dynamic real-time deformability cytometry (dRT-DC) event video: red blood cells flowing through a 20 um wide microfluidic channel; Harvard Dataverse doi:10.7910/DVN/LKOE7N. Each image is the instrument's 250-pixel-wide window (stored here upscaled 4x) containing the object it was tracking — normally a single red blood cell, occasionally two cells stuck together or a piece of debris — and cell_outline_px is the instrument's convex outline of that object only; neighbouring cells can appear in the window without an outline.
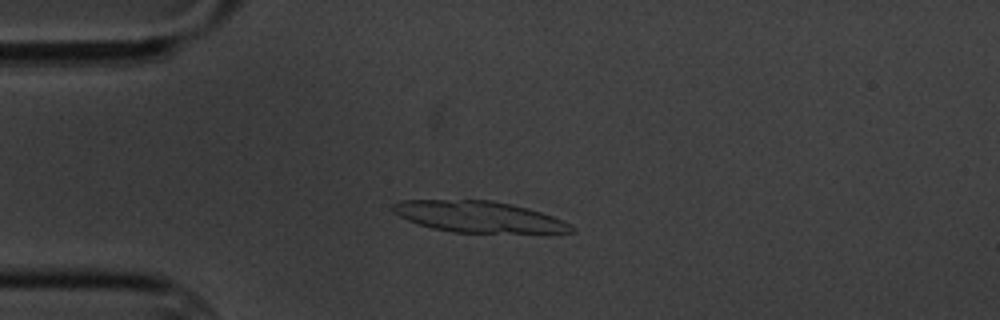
{"species": "common noctule bat (a hibernating species)", "species_latin": "Nyctalus noctula", "temperature_condition": "cold", "stored_images_in_passage": 6, "camera_frame_rate_fps": 3000, "um_per_image_px": 0.085, "animal": {"sex": "male", "body_mass_g": 20.1, "forearm_length_mm": 53.5}, "frame": {"image": 1, "passage_image": 4, "time_ms": 4.667, "image_size_px": [1000, 320], "cell_outline_px": [[576, 232], [452, 232], [432, 228], [408, 220], [392, 212], [392, 204], [400, 200], [492, 200], [512, 204], [528, 208], [552, 216], [576, 228]], "centroid_in_image_um": [40.64, 18.41], "position_along_channel_um": 44.4, "area_um2": 32.02}}